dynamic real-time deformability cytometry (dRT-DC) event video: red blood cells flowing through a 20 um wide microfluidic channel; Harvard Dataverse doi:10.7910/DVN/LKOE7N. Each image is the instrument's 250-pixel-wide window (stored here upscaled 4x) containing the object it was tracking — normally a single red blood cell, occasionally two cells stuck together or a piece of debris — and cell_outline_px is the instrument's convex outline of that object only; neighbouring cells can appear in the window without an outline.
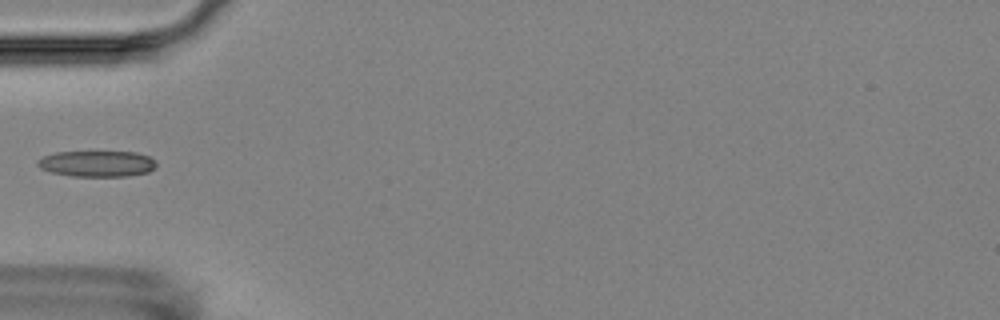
{"species": "Egyptian fruit bat (a non-hibernating species)", "species_latin": "Rousettus aegyptiacus", "temperature_condition": "room temperature", "stored_images_in_passage": 7, "camera_frame_rate_fps": 3000, "um_per_image_px": 0.085, "animal": {"sex": "female"}, "frame": {"image": 1, "passage_image": 6, "time_ms": 5.667, "image_size_px": [1000, 320], "cell_outline_px": [[156, 168], [148, 172], [128, 176], [72, 176], [52, 172], [40, 168], [36, 164], [36, 160], [44, 156], [56, 152], [136, 152], [148, 156], [156, 160]], "centroid_in_image_um": [8.26, 13.91], "position_along_channel_um": 76.7, "area_um2": 18.03}}